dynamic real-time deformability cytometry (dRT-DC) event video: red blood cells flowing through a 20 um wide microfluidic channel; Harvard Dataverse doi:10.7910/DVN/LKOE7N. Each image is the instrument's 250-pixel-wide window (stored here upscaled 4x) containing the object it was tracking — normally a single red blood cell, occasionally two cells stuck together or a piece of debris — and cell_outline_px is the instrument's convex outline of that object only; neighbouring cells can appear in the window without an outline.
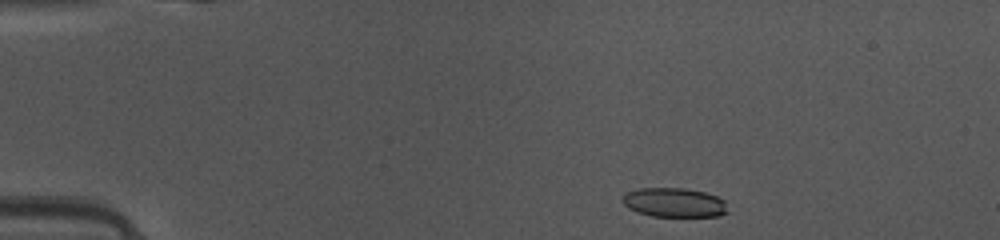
{"species": "common noctule bat (a hibernating species)", "species_latin": "Nyctalus noctula", "temperature_condition": "warm", "stored_images_in_passage": 41, "camera_frame_rate_fps": 3000, "um_per_image_px": 0.085, "animal": {"sex": "female", "body_mass_g": 10.0, "forearm_length_mm": 53.1}, "frame": {"image": 1, "passage_image": 1, "time_ms": 0.0, "image_size_px": [1000, 240], "cell_outline_px": [[728, 212], [720, 216], [652, 216], [628, 208], [620, 200], [628, 192], [640, 188], [684, 188], [704, 192], [716, 196], [724, 200]], "centroid_in_image_um": [57.32, 17.21], "position_along_channel_um": 27.7, "area_um2": 17.8}}
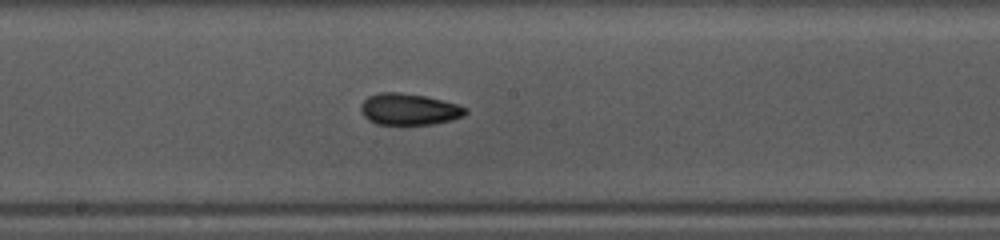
{"frame": {"image": 2, "passage_image": 19, "time_ms": 6.0, "image_size_px": [1000, 240], "cell_outline_px": [[468, 112], [464, 116], [452, 120], [432, 124], [376, 124], [368, 120], [364, 116], [360, 108], [360, 104], [368, 96], [380, 92], [400, 92], [428, 96], [460, 104], [468, 108]], "centroid_in_image_um": [34.81, 9.27], "position_along_channel_um": 213.4, "area_um2": 19.54}}
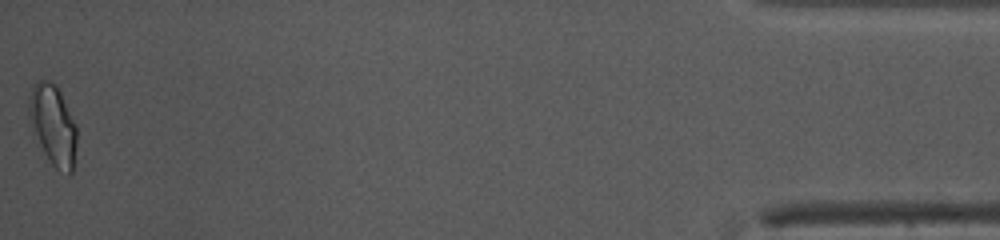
{"frame": {"image": 3, "passage_image": 41, "time_ms": 13.333, "image_size_px": [1000, 240], "cell_outline_px": [[76, 144], [72, 172], [68, 176], [56, 168], [52, 164], [44, 152], [32, 132], [28, 116], [28, 96], [32, 84], [36, 80], [48, 80], [60, 92], [76, 124]], "centroid_in_image_um": [4.47, 10.61], "position_along_channel_um": 430.7, "area_um2": 22.48}, "authors_computed_cell_mechanics": {"area_um2": 19.4208, "velocity_mm_per_s": 4.1438, "shape_relaxation_time_tau1_ms": 4.9009, "shape_relaxation_time_tau2_ms": 1.9402, "deformation_change_tau1": 0.1308, "deformation_change_tau2": 0.0748}}